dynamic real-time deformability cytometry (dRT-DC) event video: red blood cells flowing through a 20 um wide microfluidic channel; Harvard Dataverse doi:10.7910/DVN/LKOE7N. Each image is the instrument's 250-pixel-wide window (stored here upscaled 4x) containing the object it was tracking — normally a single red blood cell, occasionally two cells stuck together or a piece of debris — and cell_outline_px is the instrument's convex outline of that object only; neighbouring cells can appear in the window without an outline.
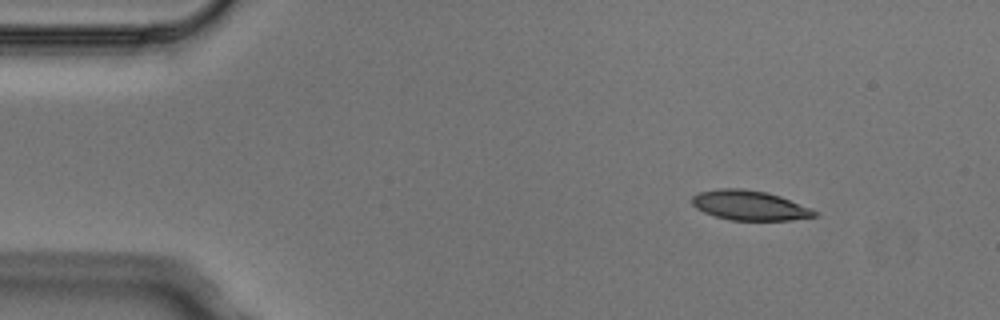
{"species": "Egyptian fruit bat (a non-hibernating species)", "species_latin": "Rousettus aegyptiacus", "temperature_condition": "cold", "stored_images_in_passage": 3, "camera_frame_rate_fps": 3000, "um_per_image_px": 0.085, "animal": {"sex": "male"}, "frame": {"image": 1, "passage_image": 1, "time_ms": 0.0, "image_size_px": [1000, 320], "cell_outline_px": [[820, 216], [792, 220], [732, 220], [716, 216], [704, 212], [696, 208], [692, 204], [692, 196], [700, 192], [720, 188], [744, 188], [768, 192], [780, 196], [812, 208], [820, 212]], "centroid_in_image_um": [63.78, 17.45], "position_along_channel_um": 21.2, "area_um2": 21.44}}